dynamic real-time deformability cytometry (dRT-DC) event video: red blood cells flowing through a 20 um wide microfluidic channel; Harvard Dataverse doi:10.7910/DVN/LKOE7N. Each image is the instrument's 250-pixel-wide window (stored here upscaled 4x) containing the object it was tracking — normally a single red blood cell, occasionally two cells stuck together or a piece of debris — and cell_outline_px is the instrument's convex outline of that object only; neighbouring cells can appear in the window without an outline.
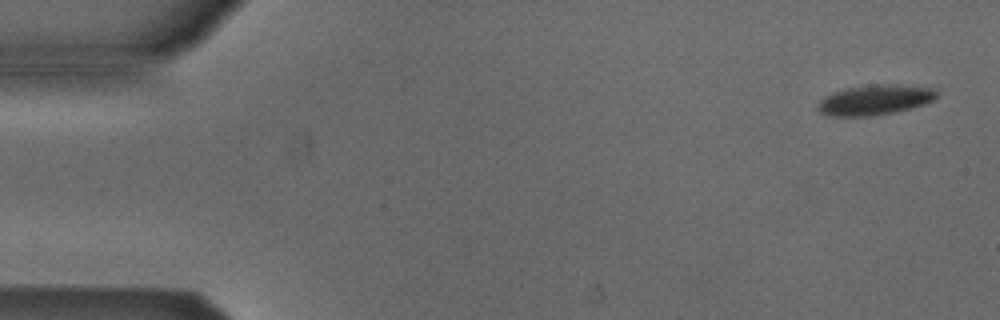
{"species": "Egyptian fruit bat (a non-hibernating species)", "species_latin": "Rousettus aegyptiacus", "temperature_condition": "cold", "stored_images_in_passage": 49, "camera_frame_rate_fps": 3000, "um_per_image_px": 0.085, "animal": {"sex": "male"}, "frame": {"image": 1, "passage_image": 2, "time_ms": 0.333, "image_size_px": [1000, 320], "cell_outline_px": [[936, 96], [932, 100], [912, 108], [896, 112], [872, 116], [828, 116], [820, 112], [816, 108], [820, 100], [824, 96], [832, 92], [848, 88], [872, 84], [896, 84], [932, 88], [936, 92]], "centroid_in_image_um": [74.31, 8.49], "position_along_channel_um": 10.7, "area_um2": 20.87}}
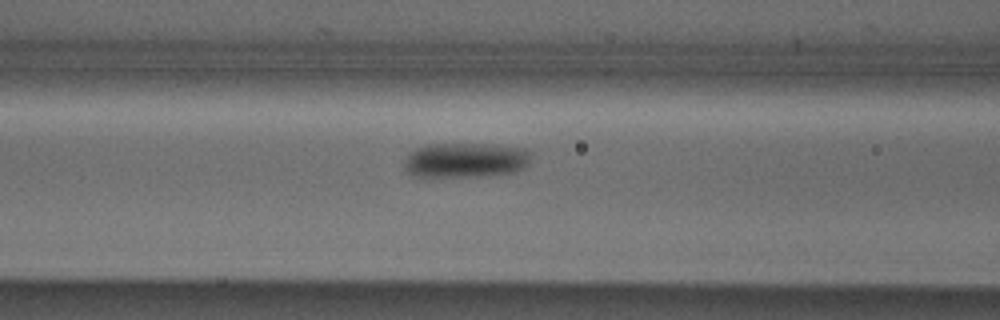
{"frame": {"image": 2, "passage_image": 21, "time_ms": 6.667, "image_size_px": [1000, 320], "cell_outline_px": [[532, 152], [528, 164], [524, 168], [516, 172], [472, 176], [424, 180], [412, 176], [404, 172], [404, 160], [408, 152], [416, 148], [428, 144], [492, 144], [528, 148]], "centroid_in_image_um": [39.48, 13.64], "position_along_channel_um": 127.1, "area_um2": 26.99}}
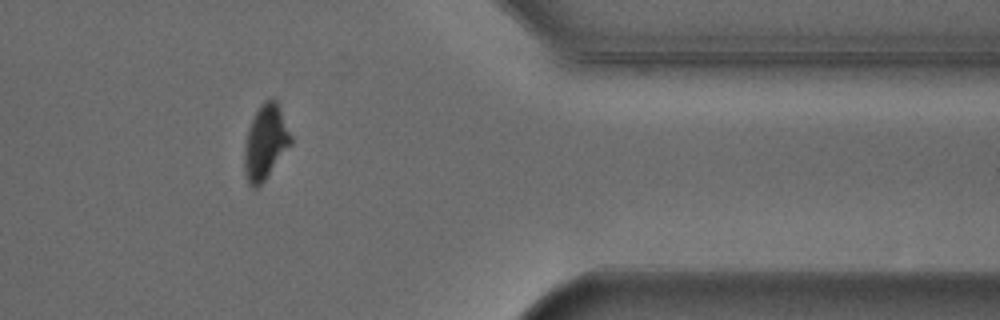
{"frame": {"image": 3, "passage_image": 43, "time_ms": 14.0, "image_size_px": [1000, 320], "cell_outline_px": [[292, 144], [264, 180], [256, 188], [252, 188], [248, 184], [244, 172], [244, 148], [248, 128], [260, 104], [264, 100], [276, 100], [280, 108], [292, 136]], "centroid_in_image_um": [22.56, 12.1], "position_along_channel_um": 388.8, "area_um2": 20.11}, "authors_computed_cell_mechanics": {"area_um2": 23.4668, "velocity_mm_per_s": 3.8608, "shape_relaxation_time_tau1_ms": 1.4543, "shape_relaxation_time_tau2_ms": null, "deformation_change_tau1": 0.0937, "deformation_change_tau2": null}}